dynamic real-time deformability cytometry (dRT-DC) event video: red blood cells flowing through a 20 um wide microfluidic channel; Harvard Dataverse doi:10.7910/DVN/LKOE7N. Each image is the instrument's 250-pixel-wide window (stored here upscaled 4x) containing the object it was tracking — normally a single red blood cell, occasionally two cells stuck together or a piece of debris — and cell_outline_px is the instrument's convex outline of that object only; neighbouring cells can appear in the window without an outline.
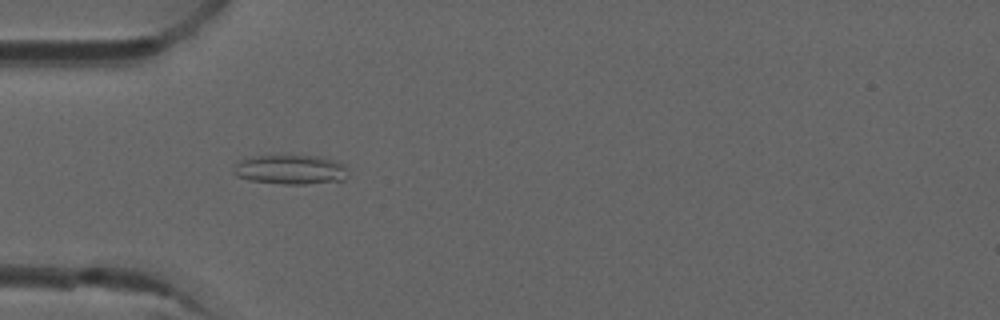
{"species": "common noctule bat (a hibernating species)", "species_latin": "Nyctalus noctula", "temperature_condition": "room temperature", "stored_images_in_passage": 42, "camera_frame_rate_fps": 3000, "um_per_image_px": 0.085, "animal": {"sex": "male", "forearm_length_mm": 52.5}, "frame": {"image": 1, "passage_image": 13, "time_ms": 4.0, "image_size_px": [1000, 320], "cell_outline_px": [[348, 176], [344, 180], [304, 184], [284, 184], [248, 180], [236, 176], [232, 172], [236, 164], [240, 160], [252, 156], [320, 156], [336, 160], [344, 164]], "centroid_in_image_um": [24.7, 14.42], "position_along_channel_um": 60.3, "area_um2": 19.71}}